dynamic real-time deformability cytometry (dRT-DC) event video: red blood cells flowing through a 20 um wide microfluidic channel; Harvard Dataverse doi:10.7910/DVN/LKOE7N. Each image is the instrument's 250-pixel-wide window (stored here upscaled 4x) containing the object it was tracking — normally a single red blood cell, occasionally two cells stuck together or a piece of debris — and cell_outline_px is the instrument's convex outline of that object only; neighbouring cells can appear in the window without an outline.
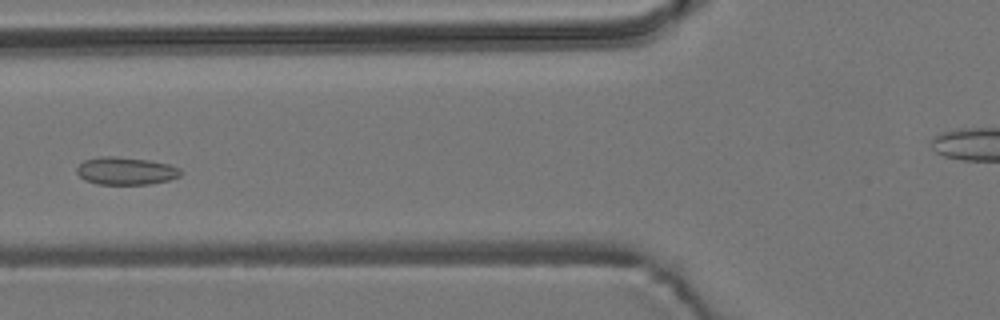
{"species": "common noctule bat (a hibernating species)", "species_latin": "Nyctalus noctula", "temperature_condition": "room temperature", "stored_images_in_passage": 3, "camera_frame_rate_fps": 3000, "um_per_image_px": 0.085, "animal": {"sex": "male", "body_mass_g": 19.2, "forearm_length_mm": 51.8}, "frame": {"image": 1, "passage_image": 3, "time_ms": 2.333, "image_size_px": [1000, 320], "cell_outline_px": [[184, 172], [180, 176], [168, 180], [148, 184], [96, 184], [84, 180], [76, 172], [76, 168], [84, 160], [100, 156], [116, 156], [148, 160], [168, 164], [180, 168]], "centroid_in_image_um": [10.69, 14.52], "position_along_channel_um": 115.1, "area_um2": 16.82}}